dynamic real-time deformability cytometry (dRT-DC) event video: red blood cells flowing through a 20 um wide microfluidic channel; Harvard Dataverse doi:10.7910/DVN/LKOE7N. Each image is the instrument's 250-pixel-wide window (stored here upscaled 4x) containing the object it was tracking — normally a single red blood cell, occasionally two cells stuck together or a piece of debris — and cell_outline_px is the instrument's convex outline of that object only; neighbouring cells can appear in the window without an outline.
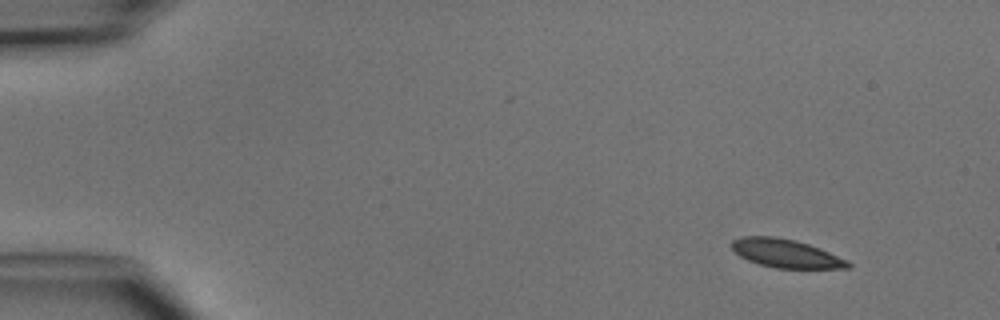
{"species": "common noctule bat (a hibernating species)", "species_latin": "Nyctalus noctula", "temperature_condition": "cold", "stored_images_in_passage": 4, "camera_frame_rate_fps": 3000, "um_per_image_px": 0.085, "animal": {"sex": "male", "body_mass_g": 15.6}, "frame": {"image": 1, "passage_image": 1, "time_ms": 0.0, "image_size_px": [1000, 320], "cell_outline_px": [[852, 268], [776, 268], [760, 264], [748, 260], [740, 256], [732, 248], [732, 240], [744, 236], [776, 236], [796, 240], [820, 248], [848, 260], [852, 264]], "centroid_in_image_um": [66.83, 21.53], "position_along_channel_um": 18.2, "area_um2": 19.25}}
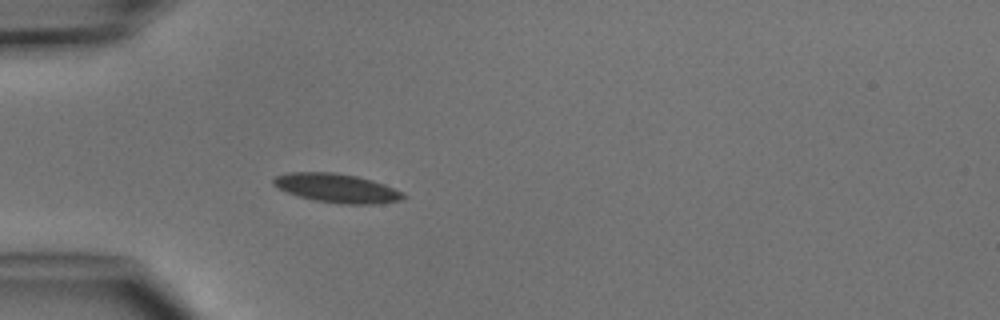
{"frame": {"image": 2, "passage_image": 4, "time_ms": 3.333, "image_size_px": [1000, 320], "cell_outline_px": [[408, 196], [400, 200], [376, 204], [344, 204], [316, 200], [300, 196], [288, 192], [272, 184], [272, 180], [276, 176], [288, 172], [336, 172], [356, 176], [372, 180], [384, 184], [404, 192]], "centroid_in_image_um": [28.67, 15.98], "position_along_channel_um": 56.3, "area_um2": 21.79}}